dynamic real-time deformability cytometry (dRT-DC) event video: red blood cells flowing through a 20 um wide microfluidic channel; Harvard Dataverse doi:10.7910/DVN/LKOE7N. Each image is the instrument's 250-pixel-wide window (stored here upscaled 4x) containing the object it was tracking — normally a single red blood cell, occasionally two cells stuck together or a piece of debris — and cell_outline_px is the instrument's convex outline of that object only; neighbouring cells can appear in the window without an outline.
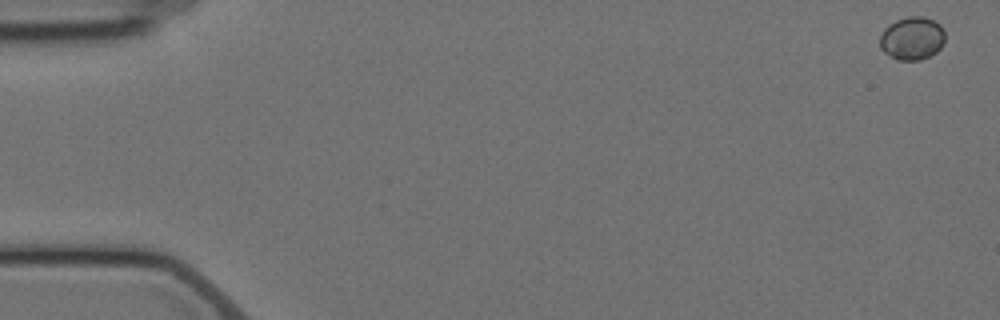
{"species": "Egyptian fruit bat (a non-hibernating species)", "species_latin": "Rousettus aegyptiacus", "temperature_condition": "cold", "stored_images_in_passage": 6, "camera_frame_rate_fps": 3000, "um_per_image_px": 0.085, "animal": {"sex": "female"}, "frame": {"image": 1, "passage_image": 1, "time_ms": 0.0, "image_size_px": [1000, 320], "cell_outline_px": [[944, 44], [936, 52], [920, 60], [896, 60], [884, 52], [880, 48], [880, 36], [884, 28], [888, 24], [896, 20], [908, 16], [920, 16], [932, 20], [940, 24], [944, 28]], "centroid_in_image_um": [77.52, 3.26], "position_along_channel_um": 7.5, "area_um2": 16.47}}
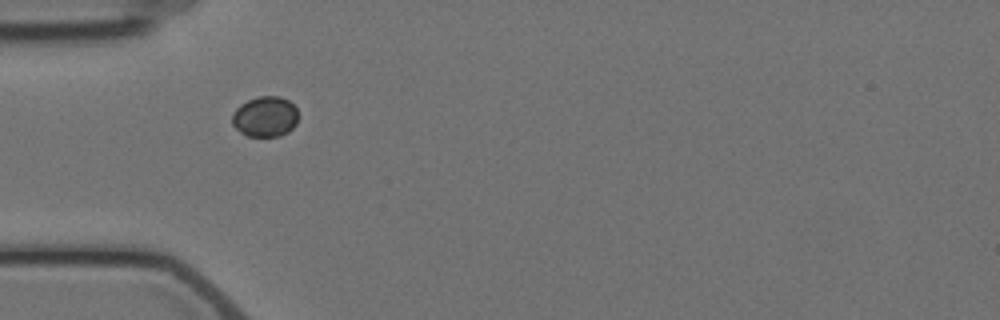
{"frame": {"image": 2, "passage_image": 5, "time_ms": 5.667, "image_size_px": [1000, 320], "cell_outline_px": [[296, 124], [288, 132], [280, 136], [248, 136], [240, 132], [232, 124], [232, 116], [236, 108], [240, 104], [248, 100], [260, 96], [280, 96], [288, 100], [296, 108]], "centroid_in_image_um": [22.52, 9.91], "position_along_channel_um": 62.5, "area_um2": 15.49}}
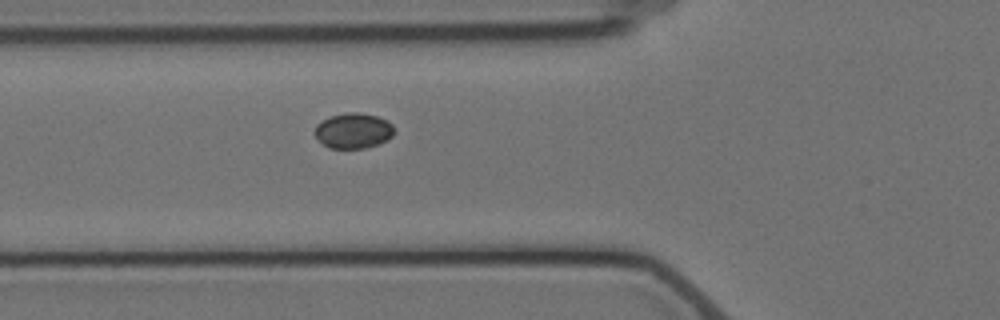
{"frame": {"image": 3, "passage_image": 6, "time_ms": 6.667, "image_size_px": [1000, 320], "cell_outline_px": [[396, 132], [388, 140], [380, 144], [364, 148], [328, 148], [312, 132], [316, 124], [328, 116], [348, 112], [360, 112], [376, 116], [392, 124]], "centroid_in_image_um": [30.03, 11.11], "position_along_channel_um": 95.8, "area_um2": 16.59}}